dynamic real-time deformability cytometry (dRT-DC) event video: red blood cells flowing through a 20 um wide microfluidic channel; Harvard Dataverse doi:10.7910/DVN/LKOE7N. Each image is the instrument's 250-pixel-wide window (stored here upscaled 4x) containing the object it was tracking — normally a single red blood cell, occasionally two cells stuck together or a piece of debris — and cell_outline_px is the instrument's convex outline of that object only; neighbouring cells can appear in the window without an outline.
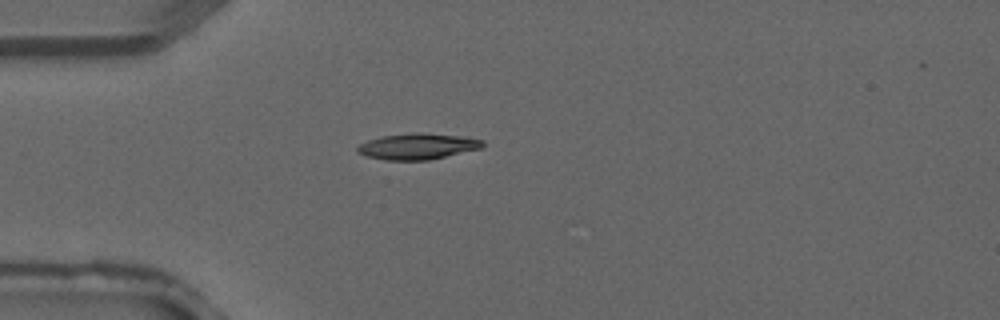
{"species": "common noctule bat (a hibernating species)", "species_latin": "Nyctalus noctula", "temperature_condition": "warm", "stored_images_in_passage": 1, "camera_frame_rate_fps": 3000, "um_per_image_px": 0.085, "animal": {"sex": "male", "forearm_length_mm": 52.5}, "frame": {"image": 1, "passage_image": 1, "time_ms": 0.0, "image_size_px": [1000, 320], "cell_outline_px": [[484, 144], [480, 148], [428, 160], [384, 160], [364, 156], [356, 152], [356, 148], [360, 144], [368, 140], [380, 136], [416, 132], [464, 136], [484, 140]], "centroid_in_image_um": [35.45, 12.44], "position_along_channel_um": 49.6, "area_um2": 19.02}}